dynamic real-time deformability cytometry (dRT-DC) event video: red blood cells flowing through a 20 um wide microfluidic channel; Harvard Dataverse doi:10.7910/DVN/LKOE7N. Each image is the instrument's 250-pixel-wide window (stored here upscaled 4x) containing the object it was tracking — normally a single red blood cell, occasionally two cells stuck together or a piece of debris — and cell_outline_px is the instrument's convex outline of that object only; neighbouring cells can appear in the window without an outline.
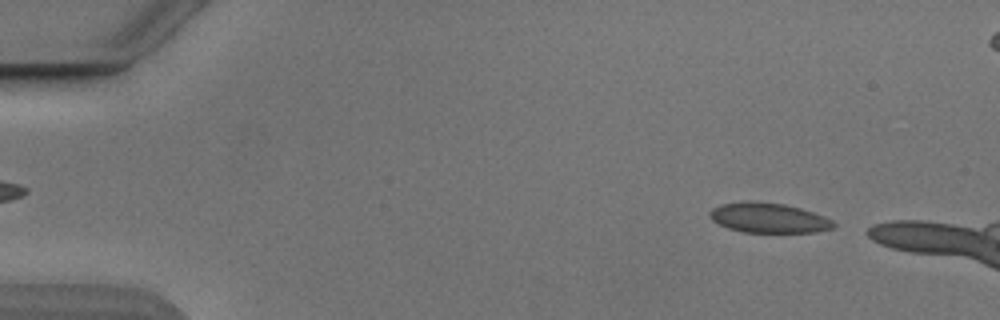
{"species": "Egyptian fruit bat (a non-hibernating species)", "species_latin": "Rousettus aegyptiacus", "temperature_condition": "cold", "stored_images_in_passage": 9, "camera_frame_rate_fps": 3000, "um_per_image_px": 0.085, "animal": {"sex": "male"}, "frame": {"image": 1, "passage_image": 1, "time_ms": 0.0, "image_size_px": [1000, 320], "cell_outline_px": [[836, 224], [832, 228], [812, 232], [744, 232], [728, 228], [712, 220], [708, 212], [712, 208], [724, 204], [784, 204], [800, 208], [824, 216], [832, 220]], "centroid_in_image_um": [65.37, 18.57], "position_along_channel_um": 19.6, "area_um2": 20.52}}